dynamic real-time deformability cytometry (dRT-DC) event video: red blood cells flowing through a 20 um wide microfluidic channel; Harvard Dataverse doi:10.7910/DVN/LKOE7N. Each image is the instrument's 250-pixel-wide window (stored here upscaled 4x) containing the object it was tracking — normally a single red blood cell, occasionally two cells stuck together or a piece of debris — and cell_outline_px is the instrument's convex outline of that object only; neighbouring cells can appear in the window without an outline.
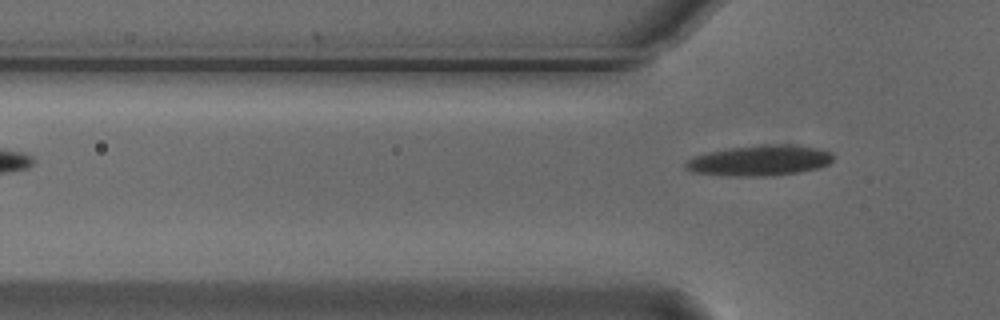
{"species": "Egyptian fruit bat (a non-hibernating species)", "species_latin": "Rousettus aegyptiacus", "temperature_condition": "cold", "stored_images_in_passage": 2, "camera_frame_rate_fps": 3000, "um_per_image_px": 0.085, "animal": {"sex": "male"}, "frame": {"image": 1, "passage_image": 2, "time_ms": 0.333, "image_size_px": [1000, 320], "cell_outline_px": [[832, 160], [828, 164], [820, 168], [800, 172], [772, 176], [724, 176], [692, 172], [684, 168], [684, 164], [688, 160], [696, 156], [712, 152], [732, 148], [764, 144], [788, 144], [816, 148], [832, 152]], "centroid_in_image_um": [64.59, 13.66], "position_along_channel_um": 61.2, "area_um2": 26.24}}